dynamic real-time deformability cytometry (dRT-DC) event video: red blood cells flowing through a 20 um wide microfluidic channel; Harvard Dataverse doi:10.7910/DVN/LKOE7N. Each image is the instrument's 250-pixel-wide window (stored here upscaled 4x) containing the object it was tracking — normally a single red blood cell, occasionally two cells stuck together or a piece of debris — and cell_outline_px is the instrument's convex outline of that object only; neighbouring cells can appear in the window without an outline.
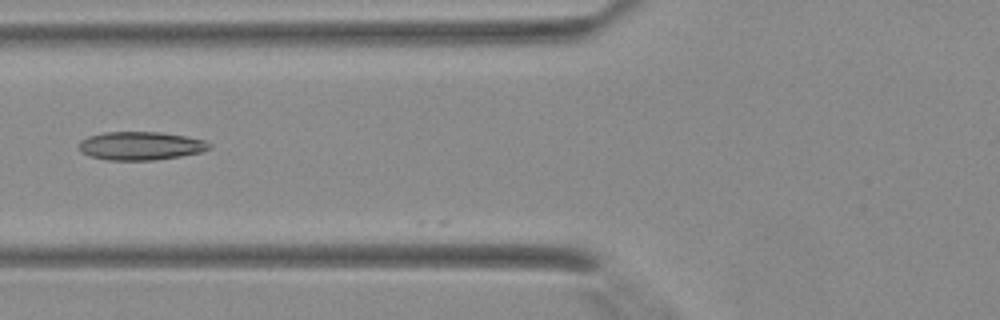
{"species": "Egyptian fruit bat (a non-hibernating species)", "species_latin": "Rousettus aegyptiacus", "temperature_condition": "warm", "stored_images_in_passage": 7, "camera_frame_rate_fps": 3000, "um_per_image_px": 0.085, "animal": {"sex": "female"}, "frame": {"image": 1, "passage_image": 3, "time_ms": 0.667, "image_size_px": [1000, 320], "cell_outline_px": [[212, 148], [200, 152], [180, 156], [152, 160], [108, 160], [88, 156], [80, 152], [80, 140], [88, 136], [104, 132], [160, 132], [184, 136], [204, 140], [212, 144]], "centroid_in_image_um": [11.94, 12.39], "position_along_channel_um": 113.9, "area_um2": 21.56}}
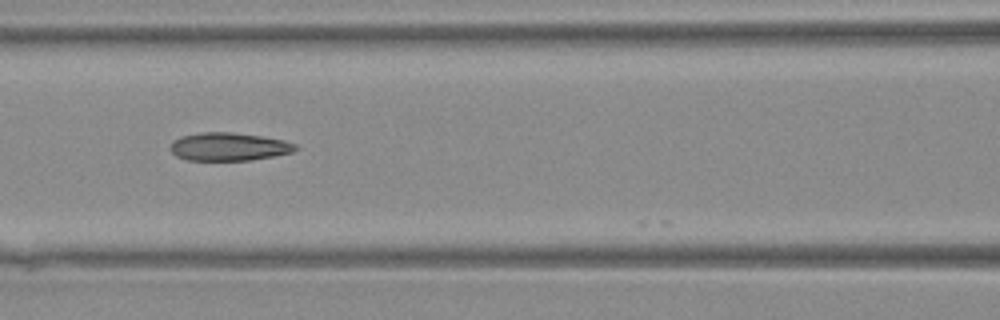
{"frame": {"image": 2, "passage_image": 5, "time_ms": 1.333, "image_size_px": [1000, 320], "cell_outline_px": [[296, 148], [292, 152], [252, 160], [188, 160], [176, 156], [172, 152], [172, 140], [180, 136], [200, 132], [232, 132], [260, 136], [284, 140], [296, 144]], "centroid_in_image_um": [19.42, 12.46], "position_along_channel_um": 147.2, "area_um2": 20.35}}